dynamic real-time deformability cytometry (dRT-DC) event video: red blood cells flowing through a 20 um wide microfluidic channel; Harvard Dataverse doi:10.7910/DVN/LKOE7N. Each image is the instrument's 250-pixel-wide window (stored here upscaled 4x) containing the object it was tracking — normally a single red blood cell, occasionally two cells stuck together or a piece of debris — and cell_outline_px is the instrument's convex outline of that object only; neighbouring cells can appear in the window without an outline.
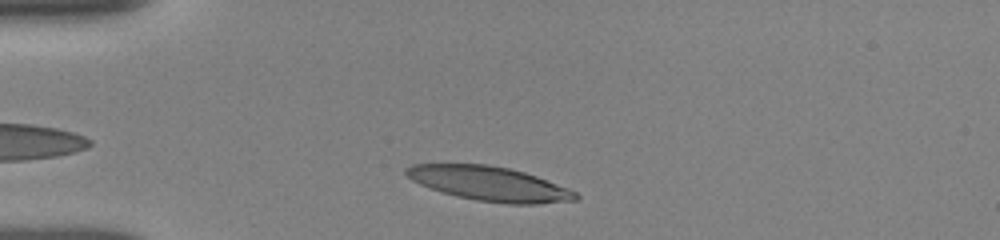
{"species": "human", "species_latin": "Homo sapiens", "temperature_condition": "room temperature", "stored_images_in_passage": 11, "camera_frame_rate_fps": 3000, "um_per_image_px": 0.085, "donor": {"sex": "female"}, "frame": {"image": 1, "passage_image": 5, "time_ms": 1.0, "image_size_px": [1000, 240], "cell_outline_px": [[580, 196], [576, 200], [536, 204], [508, 204], [476, 200], [456, 196], [420, 184], [412, 180], [404, 172], [404, 168], [412, 164], [488, 164], [508, 168], [524, 172], [536, 176], [568, 188], [576, 192]], "centroid_in_image_um": [41.6, 15.61], "position_along_channel_um": 43.4, "area_um2": 33.76}}